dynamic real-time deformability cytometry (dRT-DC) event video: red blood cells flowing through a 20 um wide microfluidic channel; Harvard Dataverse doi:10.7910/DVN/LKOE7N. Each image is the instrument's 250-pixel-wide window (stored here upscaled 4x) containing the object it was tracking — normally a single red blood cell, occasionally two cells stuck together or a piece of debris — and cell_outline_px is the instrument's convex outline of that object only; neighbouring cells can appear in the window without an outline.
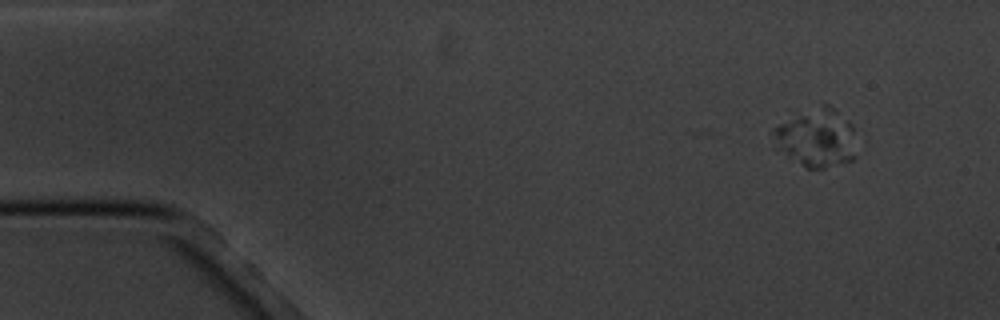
{"species": "common noctule bat (a hibernating species)", "species_latin": "Nyctalus noctula", "temperature_condition": "cold", "stored_images_in_passage": 16, "camera_frame_rate_fps": 3000, "um_per_image_px": 0.085, "animal": {"sex": "male", "body_mass_g": 20.1, "forearm_length_mm": 53.5}, "frame": {"image": 1, "passage_image": 1, "time_ms": 0.0, "image_size_px": [1000, 320], "cell_outline_px": [[856, 156], [852, 160], [824, 168], [804, 168], [772, 148], [772, 132], [780, 124], [800, 116], [804, 116], [848, 120], [852, 124]], "centroid_in_image_um": [69.3, 12.02], "position_along_channel_um": 15.7, "area_um2": 25.37}}
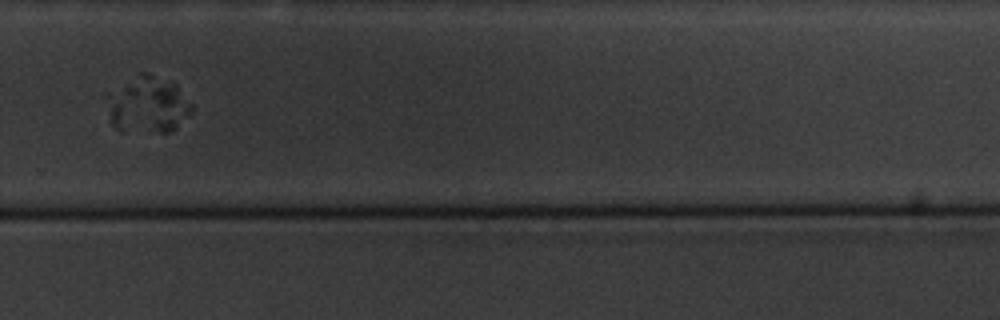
{"frame": {"image": 2, "passage_image": 11, "time_ms": 11.667, "image_size_px": [1000, 320], "cell_outline_px": [[192, 112], [176, 128], [168, 132], [120, 132], [112, 124], [104, 96], [104, 92], [140, 72], [148, 72], [172, 80], [176, 84], [192, 104]], "centroid_in_image_um": [12.5, 8.87], "position_along_channel_um": 317.3, "area_um2": 29.02}}
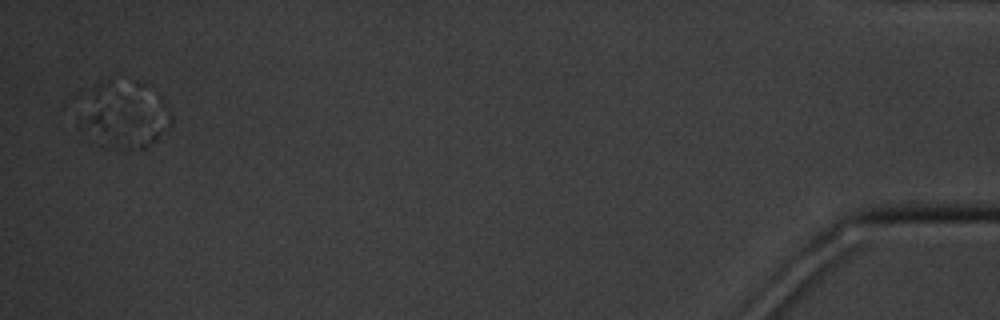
{"frame": {"image": 3, "passage_image": 16, "time_ms": 17.333, "image_size_px": [1000, 320], "cell_outline_px": [[172, 124], [152, 144], [144, 148], [128, 152], [120, 152], [104, 148], [80, 132], [76, 128], [76, 124], [80, 120], [96, 112], [100, 112], [172, 116]], "centroid_in_image_um": [10.52, 11.04], "position_along_channel_um": 424.7, "area_um2": 19.83}}